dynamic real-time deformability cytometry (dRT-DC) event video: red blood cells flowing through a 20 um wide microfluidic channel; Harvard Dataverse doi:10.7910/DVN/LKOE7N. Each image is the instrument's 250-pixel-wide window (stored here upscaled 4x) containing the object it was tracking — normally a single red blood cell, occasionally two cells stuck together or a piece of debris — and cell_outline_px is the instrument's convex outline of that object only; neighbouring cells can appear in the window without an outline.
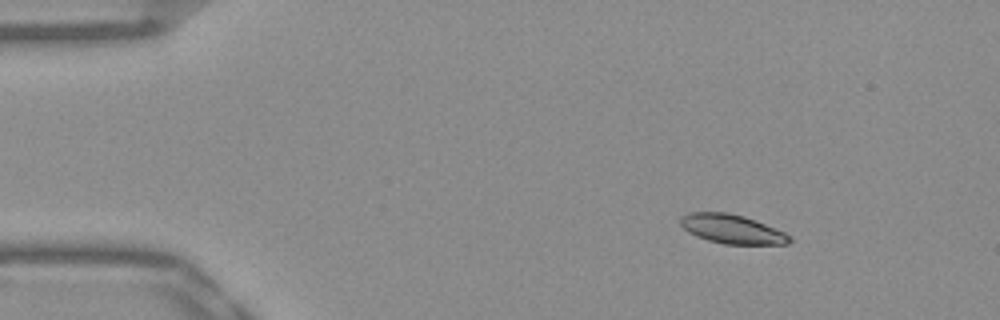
{"species": "Egyptian fruit bat (a non-hibernating species)", "species_latin": "Rousettus aegyptiacus", "temperature_condition": "warm", "stored_images_in_passage": 52, "segment_of_instrument_passage": [1, 2], "camera_frame_rate_fps": 3000, "um_per_image_px": 0.085, "frame": {"image": 1, "passage_image": 6, "time_ms": 1.667, "image_size_px": [1000, 320], "cell_outline_px": [[792, 240], [788, 244], [724, 244], [708, 240], [696, 236], [688, 232], [680, 224], [680, 216], [688, 212], [728, 212], [744, 216], [784, 232], [792, 236]], "centroid_in_image_um": [62.2, 19.47], "position_along_channel_um": 22.8, "area_um2": 18.5}}
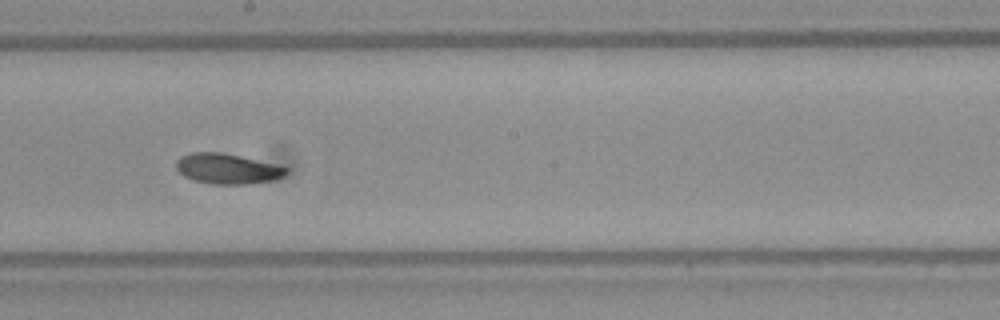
{"frame": {"image": 2, "passage_image": 28, "time_ms": 9.0, "image_size_px": [1000, 320], "cell_outline_px": [[288, 172], [284, 176], [276, 180], [244, 184], [212, 184], [196, 180], [184, 176], [176, 168], [176, 160], [180, 156], [192, 152], [220, 152], [240, 156], [276, 164], [288, 168]], "centroid_in_image_um": [19.34, 14.34], "position_along_channel_um": 228.9, "area_um2": 19.42}}
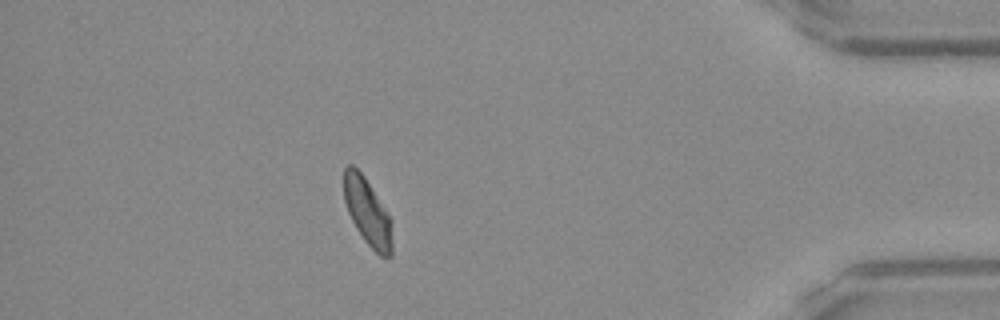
{"frame": {"image": 3, "passage_image": 45, "time_ms": 14.667, "image_size_px": [1000, 320], "cell_outline_px": [[392, 256], [380, 256], [364, 240], [356, 228], [348, 212], [344, 200], [344, 168], [348, 164], [352, 164], [364, 176], [392, 220]], "centroid_in_image_um": [31.24, 18.02], "position_along_channel_um": 404.0, "area_um2": 18.73}}